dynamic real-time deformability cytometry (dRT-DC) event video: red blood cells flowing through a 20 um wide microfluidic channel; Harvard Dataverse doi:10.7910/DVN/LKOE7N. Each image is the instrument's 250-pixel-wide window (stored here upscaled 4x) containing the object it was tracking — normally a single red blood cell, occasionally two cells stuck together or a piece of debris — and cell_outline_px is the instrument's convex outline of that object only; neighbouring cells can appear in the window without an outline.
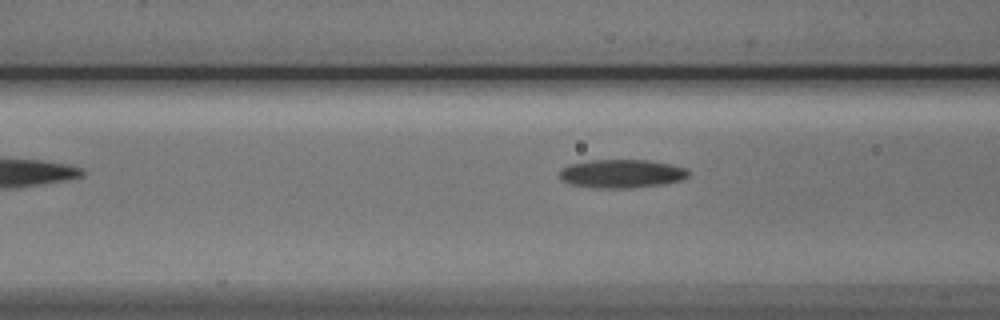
{"species": "Egyptian fruit bat (a non-hibernating species)", "species_latin": "Rousettus aegyptiacus", "temperature_condition": "cold", "stored_images_in_passage": 6, "segment_of_instrument_passage": [1, 2], "camera_frame_rate_fps": 3000, "um_per_image_px": 0.085, "animal": {"sex": "male"}, "frame": {"image": 1, "passage_image": 4, "time_ms": 3.667, "image_size_px": [1000, 320], "cell_outline_px": [[688, 176], [680, 180], [664, 184], [632, 188], [596, 188], [572, 184], [560, 180], [560, 168], [568, 164], [588, 160], [648, 160], [672, 164], [684, 168], [688, 172]], "centroid_in_image_um": [52.8, 14.76], "position_along_channel_um": 113.8, "area_um2": 21.5}}
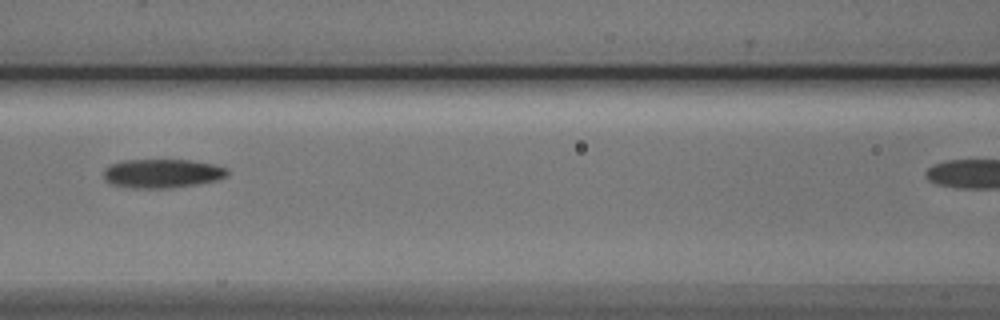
{"frame": {"image": 2, "passage_image": 5, "time_ms": 4.667, "image_size_px": [1000, 320], "cell_outline_px": [[228, 176], [216, 180], [200, 184], [168, 188], [136, 188], [112, 184], [104, 180], [104, 168], [112, 164], [124, 160], [192, 160], [216, 164], [228, 168]], "centroid_in_image_um": [13.83, 14.74], "position_along_channel_um": 152.8, "area_um2": 20.98}}